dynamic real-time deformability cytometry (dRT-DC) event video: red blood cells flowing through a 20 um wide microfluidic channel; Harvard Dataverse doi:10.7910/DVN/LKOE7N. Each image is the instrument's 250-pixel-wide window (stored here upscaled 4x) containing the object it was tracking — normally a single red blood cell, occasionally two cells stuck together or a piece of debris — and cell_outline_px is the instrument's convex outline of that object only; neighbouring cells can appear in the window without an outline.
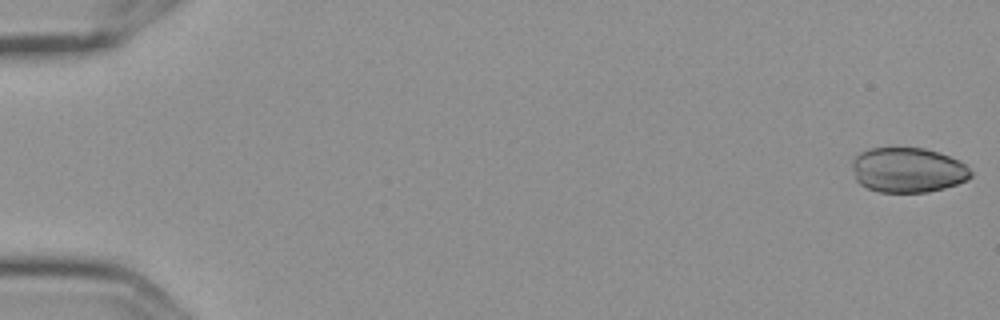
{"species": "Egyptian fruit bat (a non-hibernating species)", "species_latin": "Rousettus aegyptiacus", "temperature_condition": "cold", "stored_images_in_passage": 6, "camera_frame_rate_fps": 3000, "um_per_image_px": 0.085, "frame": {"image": 1, "passage_image": 1, "time_ms": 0.0, "image_size_px": [1000, 320], "cell_outline_px": [[972, 176], [968, 180], [944, 188], [928, 192], [880, 192], [868, 188], [860, 184], [856, 180], [852, 168], [852, 160], [860, 152], [872, 148], [924, 148], [948, 156], [964, 164], [972, 172]], "centroid_in_image_um": [77.15, 14.46], "position_along_channel_um": 7.9, "area_um2": 30.92}}
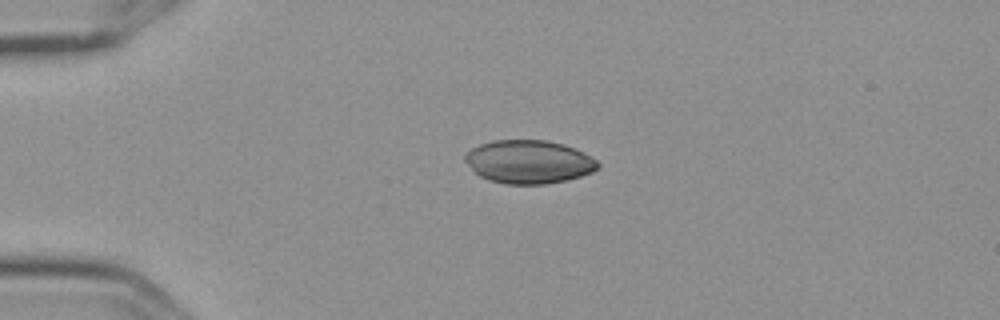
{"frame": {"image": 2, "passage_image": 5, "time_ms": 1.333, "image_size_px": [1000, 320], "cell_outline_px": [[600, 168], [592, 172], [580, 176], [564, 180], [544, 184], [504, 184], [488, 180], [480, 176], [464, 160], [464, 156], [472, 148], [480, 144], [492, 140], [548, 140], [564, 144], [576, 148], [584, 152], [596, 160], [600, 164]], "centroid_in_image_um": [44.97, 13.74], "position_along_channel_um": 40.0, "area_um2": 33.58}}